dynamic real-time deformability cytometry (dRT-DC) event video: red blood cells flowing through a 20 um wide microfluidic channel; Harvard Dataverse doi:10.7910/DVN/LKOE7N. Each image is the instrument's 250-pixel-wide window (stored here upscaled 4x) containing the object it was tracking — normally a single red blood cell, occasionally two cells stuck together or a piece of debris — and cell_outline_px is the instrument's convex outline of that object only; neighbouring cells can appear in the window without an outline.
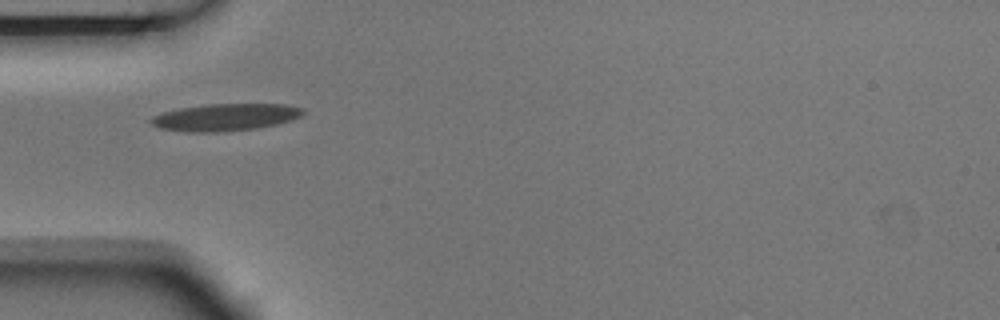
{"species": "Egyptian fruit bat (a non-hibernating species)", "species_latin": "Rousettus aegyptiacus", "temperature_condition": "room temperature", "stored_images_in_passage": 6, "camera_frame_rate_fps": 3000, "um_per_image_px": 0.085, "animal": {"sex": "male"}, "frame": {"image": 1, "passage_image": 4, "time_ms": 1.0, "image_size_px": [1000, 320], "cell_outline_px": [[304, 112], [300, 116], [276, 124], [256, 128], [216, 132], [184, 132], [160, 128], [152, 124], [148, 120], [152, 116], [164, 112], [180, 108], [208, 104], [284, 104], [304, 108]], "centroid_in_image_um": [19.11, 9.96], "position_along_channel_um": 65.9, "area_um2": 23.87}}
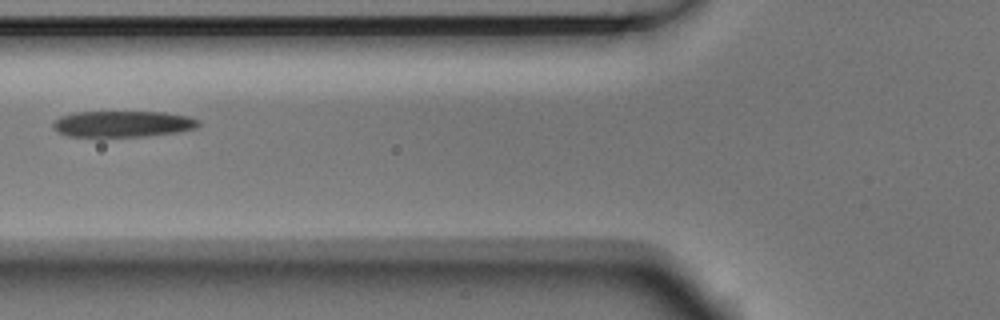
{"frame": {"image": 2, "passage_image": 5, "time_ms": 1.333, "image_size_px": [1000, 320], "cell_outline_px": [[200, 124], [196, 128], [180, 132], [148, 136], [68, 136], [56, 132], [52, 128], [52, 124], [60, 116], [72, 112], [164, 112], [188, 116], [200, 120]], "centroid_in_image_um": [10.44, 10.53], "position_along_channel_um": 115.4, "area_um2": 22.37}}
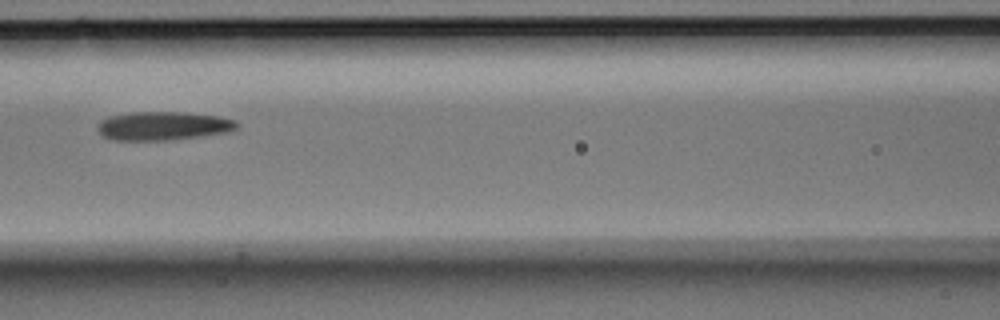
{"frame": {"image": 3, "passage_image": 6, "time_ms": 1.667, "image_size_px": [1000, 320], "cell_outline_px": [[240, 124], [236, 128], [228, 132], [200, 136], [164, 140], [116, 140], [104, 136], [96, 128], [100, 120], [112, 116], [132, 112], [184, 112], [216, 116], [236, 120]], "centroid_in_image_um": [13.88, 10.69], "position_along_channel_um": 152.7, "area_um2": 23.0}}